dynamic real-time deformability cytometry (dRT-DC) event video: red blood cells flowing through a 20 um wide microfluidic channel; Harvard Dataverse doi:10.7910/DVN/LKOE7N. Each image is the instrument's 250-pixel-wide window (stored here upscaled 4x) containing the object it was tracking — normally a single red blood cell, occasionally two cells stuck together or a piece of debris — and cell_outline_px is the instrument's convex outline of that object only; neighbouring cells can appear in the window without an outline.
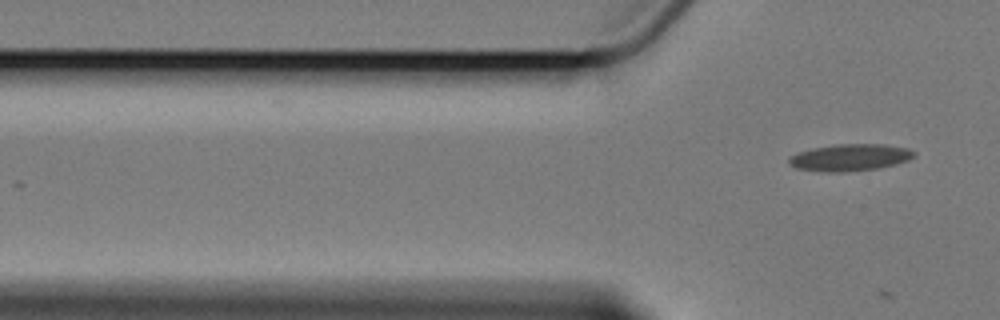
{"species": "Egyptian fruit bat (a non-hibernating species)", "species_latin": "Rousettus aegyptiacus", "temperature_condition": "cold", "stored_images_in_passage": 7, "camera_frame_rate_fps": 3000, "um_per_image_px": 0.085, "animal": {"sex": "female"}, "frame": {"image": 1, "passage_image": 7, "time_ms": 8.333, "image_size_px": [1000, 320], "cell_outline_px": [[916, 152], [908, 160], [896, 164], [880, 168], [844, 172], [828, 172], [796, 168], [788, 164], [788, 160], [796, 152], [812, 148], [836, 144], [880, 144], [908, 148]], "centroid_in_image_um": [72.23, 13.38], "position_along_channel_um": 53.6, "area_um2": 19.59}}